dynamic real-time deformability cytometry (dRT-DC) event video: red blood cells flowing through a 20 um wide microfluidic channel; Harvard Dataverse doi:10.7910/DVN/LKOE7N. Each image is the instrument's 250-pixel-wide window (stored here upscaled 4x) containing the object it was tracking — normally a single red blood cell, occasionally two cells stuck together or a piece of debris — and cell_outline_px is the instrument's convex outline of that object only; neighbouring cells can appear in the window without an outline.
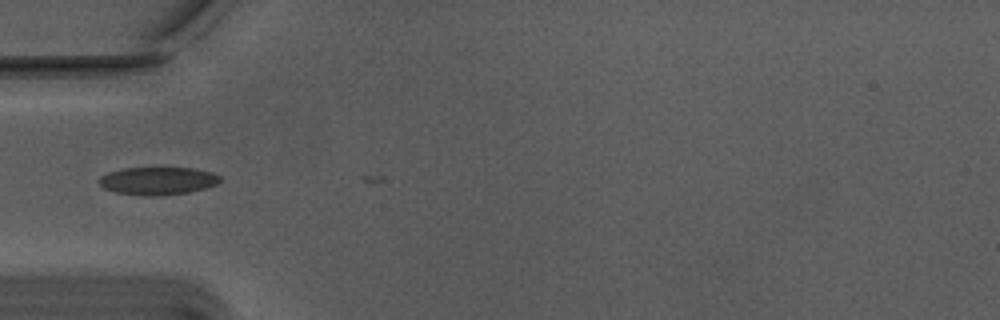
{"species": "Egyptian fruit bat (a non-hibernating species)", "species_latin": "Rousettus aegyptiacus", "temperature_condition": "warm", "stored_images_in_passage": 5, "camera_frame_rate_fps": 3000, "um_per_image_px": 0.085, "animal": {"sex": "male"}, "frame": {"image": 1, "passage_image": 2, "time_ms": 0.333, "image_size_px": [1000, 320], "cell_outline_px": [[220, 180], [216, 184], [204, 188], [188, 192], [160, 196], [144, 196], [116, 192], [104, 188], [96, 180], [100, 176], [108, 172], [124, 168], [192, 168], [212, 172], [220, 176]], "centroid_in_image_um": [13.37, 15.37], "position_along_channel_um": 71.6, "area_um2": 19.59}}